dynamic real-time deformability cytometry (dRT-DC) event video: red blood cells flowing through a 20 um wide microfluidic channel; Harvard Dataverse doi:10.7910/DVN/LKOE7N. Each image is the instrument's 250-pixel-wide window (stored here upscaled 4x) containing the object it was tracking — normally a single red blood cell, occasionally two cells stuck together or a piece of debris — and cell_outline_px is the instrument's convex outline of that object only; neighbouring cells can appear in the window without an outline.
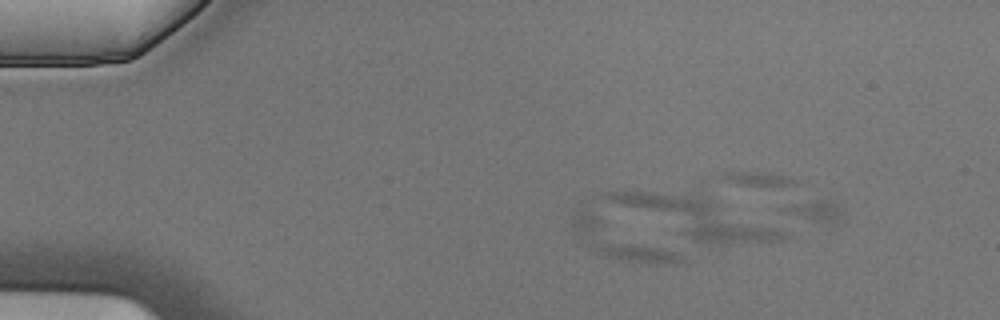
{"species": "Egyptian fruit bat (a non-hibernating species)", "species_latin": "Rousettus aegyptiacus", "temperature_condition": "cold", "stored_images_in_passage": 4, "camera_frame_rate_fps": 3000, "um_per_image_px": 0.085, "animal": {"sex": "male"}, "frame": {"image": 1, "passage_image": 3, "time_ms": 0.667, "image_size_px": [1000, 320], "cell_outline_px": [[684, 260], [672, 264], [656, 264], [620, 260], [608, 256], [600, 252], [576, 236], [572, 228], [572, 216], [580, 204], [684, 256]], "centroid_in_image_um": [52.65, 20.37], "position_along_channel_um": 32.4, "area_um2": 22.48}}